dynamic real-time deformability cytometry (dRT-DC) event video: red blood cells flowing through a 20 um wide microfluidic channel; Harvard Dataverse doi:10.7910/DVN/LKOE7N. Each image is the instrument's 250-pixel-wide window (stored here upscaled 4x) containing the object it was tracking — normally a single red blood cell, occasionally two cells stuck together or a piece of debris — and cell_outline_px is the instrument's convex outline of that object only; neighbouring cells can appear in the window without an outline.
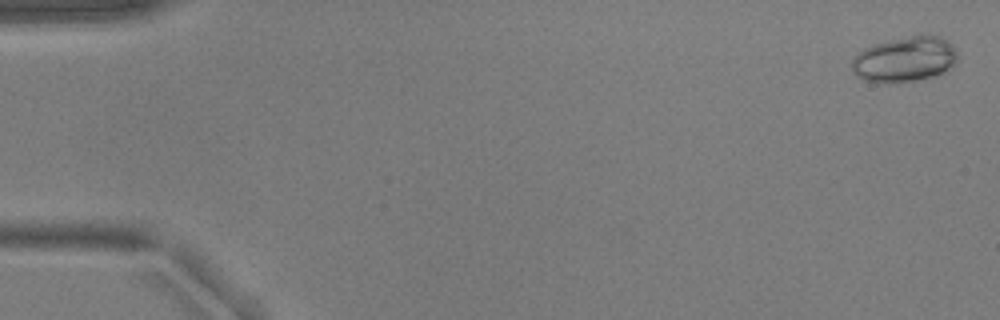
{"species": "common noctule bat (a hibernating species)", "species_latin": "Nyctalus noctula", "temperature_condition": "warm", "stored_images_in_passage": 55, "camera_frame_rate_fps": 3000, "um_per_image_px": 0.085, "animal": {"sex": "male", "body_mass_g": 17.9, "forearm_length_mm": 54.2}, "frame": {"image": 1, "passage_image": 2, "time_ms": 0.333, "image_size_px": [1000, 320], "cell_outline_px": [[956, 64], [932, 76], [916, 80], [892, 84], [888, 84], [864, 80], [856, 76], [852, 72], [852, 60], [864, 48], [872, 44], [912, 36], [940, 36], [956, 52]], "centroid_in_image_um": [76.83, 5.08], "position_along_channel_um": 8.2, "area_um2": 27.4}}
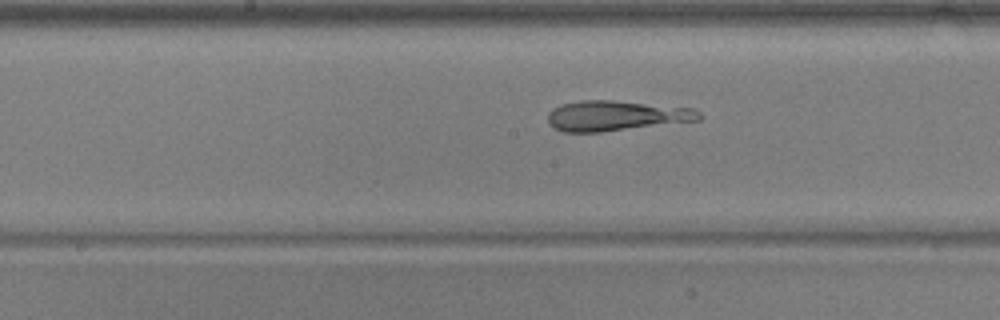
{"frame": {"image": 2, "passage_image": 29, "time_ms": 9.333, "image_size_px": [1000, 320], "cell_outline_px": [[700, 120], [600, 132], [564, 132], [548, 124], [548, 112], [552, 108], [560, 104], [580, 100], [612, 100], [696, 108], [700, 112]], "centroid_in_image_um": [52.34, 9.83], "position_along_channel_um": 195.9, "area_um2": 26.7}}
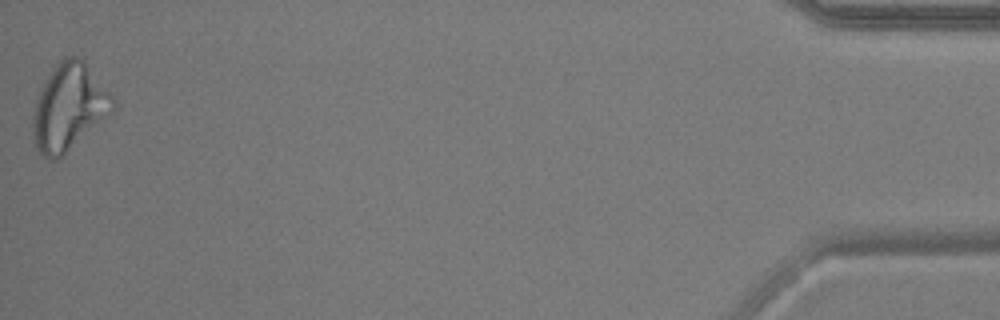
{"frame": {"image": 3, "passage_image": 55, "time_ms": 18.0, "image_size_px": [1000, 320], "cell_outline_px": [[116, 108], [112, 112], [56, 160], [52, 160], [44, 156], [40, 152], [32, 140], [32, 116], [36, 100], [40, 88], [44, 80], [56, 64], [64, 56], [80, 56], [84, 60], [116, 100]], "centroid_in_image_um": [5.84, 9.07], "position_along_channel_um": 429.4, "area_um2": 40.23}}